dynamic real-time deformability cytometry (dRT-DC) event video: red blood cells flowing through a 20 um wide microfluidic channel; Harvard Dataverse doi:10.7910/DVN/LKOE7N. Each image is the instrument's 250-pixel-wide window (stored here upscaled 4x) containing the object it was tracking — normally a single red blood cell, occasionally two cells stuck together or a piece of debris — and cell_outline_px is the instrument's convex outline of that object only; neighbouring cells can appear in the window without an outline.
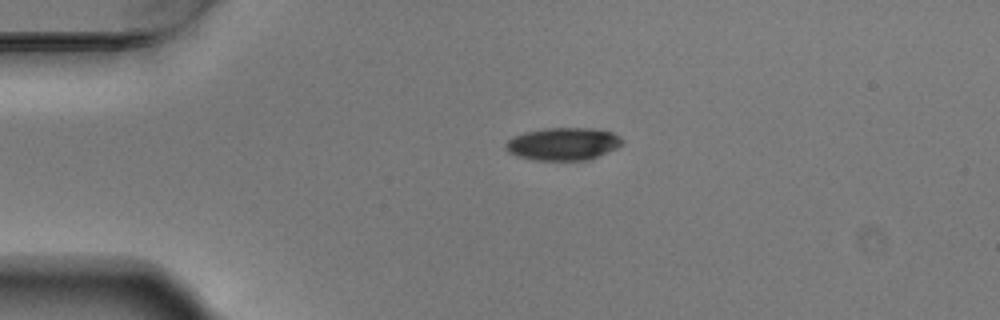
{"species": "Egyptian fruit bat (a non-hibernating species)", "species_latin": "Rousettus aegyptiacus", "temperature_condition": "warm", "stored_images_in_passage": 2, "camera_frame_rate_fps": 3000, "um_per_image_px": 0.085, "animal": {"sex": "male"}, "frame": {"image": 1, "passage_image": 1, "time_ms": 0.0, "image_size_px": [1000, 320], "cell_outline_px": [[624, 140], [616, 148], [588, 160], [536, 160], [516, 156], [508, 152], [504, 148], [504, 144], [512, 136], [524, 132], [544, 128], [592, 128], [612, 132], [620, 136]], "centroid_in_image_um": [47.82, 12.22], "position_along_channel_um": 37.2, "area_um2": 22.25}}